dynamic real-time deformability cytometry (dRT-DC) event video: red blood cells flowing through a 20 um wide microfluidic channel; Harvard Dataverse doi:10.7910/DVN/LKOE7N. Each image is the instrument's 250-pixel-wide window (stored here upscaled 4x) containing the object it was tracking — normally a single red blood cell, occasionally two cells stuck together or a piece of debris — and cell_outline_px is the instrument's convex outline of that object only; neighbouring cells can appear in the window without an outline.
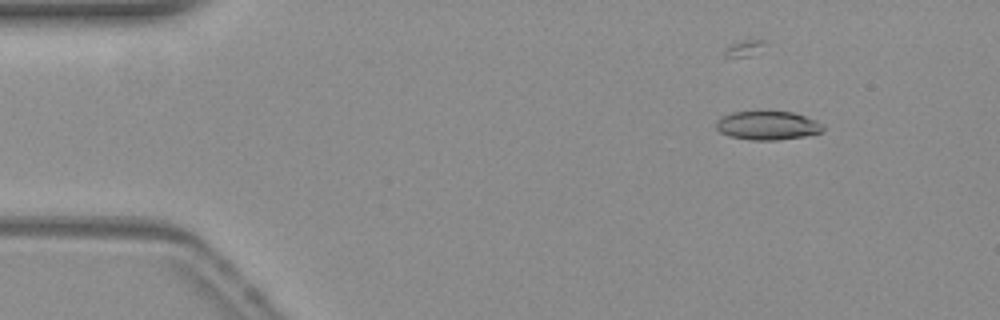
{"species": "common noctule bat (a hibernating species)", "species_latin": "Nyctalus noctula", "temperature_condition": "warm", "stored_images_in_passage": 53, "camera_frame_rate_fps": 3000, "um_per_image_px": 0.085, "animal": {"sex": "female", "body_mass_g": 19.3, "forearm_length_mm": 54.1}, "frame": {"image": 1, "passage_image": 6, "time_ms": 1.667, "image_size_px": [1000, 320], "cell_outline_px": [[824, 128], [820, 132], [804, 136], [776, 140], [752, 140], [732, 136], [720, 132], [716, 128], [716, 120], [720, 116], [732, 112], [792, 112], [816, 120]], "centroid_in_image_um": [65.2, 10.66], "position_along_channel_um": 19.8, "area_um2": 17.63}}
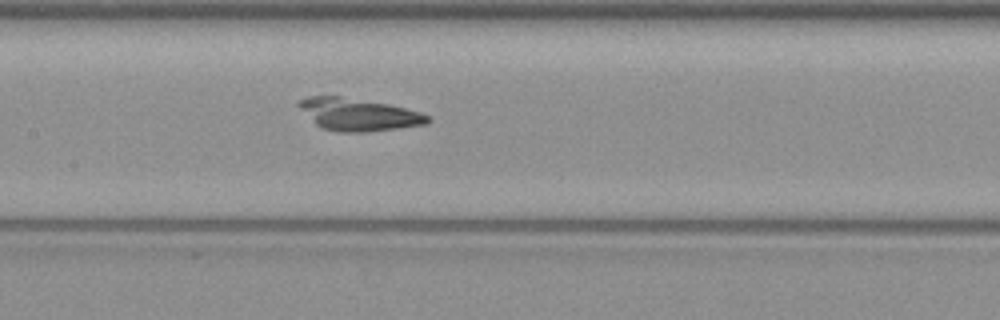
{"frame": {"image": 2, "passage_image": 25, "time_ms": 8.0, "image_size_px": [1000, 320], "cell_outline_px": [[432, 120], [428, 124], [364, 132], [336, 132], [320, 128], [296, 104], [300, 100], [312, 96], [340, 96], [388, 104], [420, 112], [428, 116]], "centroid_in_image_um": [30.46, 9.74], "position_along_channel_um": 176.9, "area_um2": 24.04}}
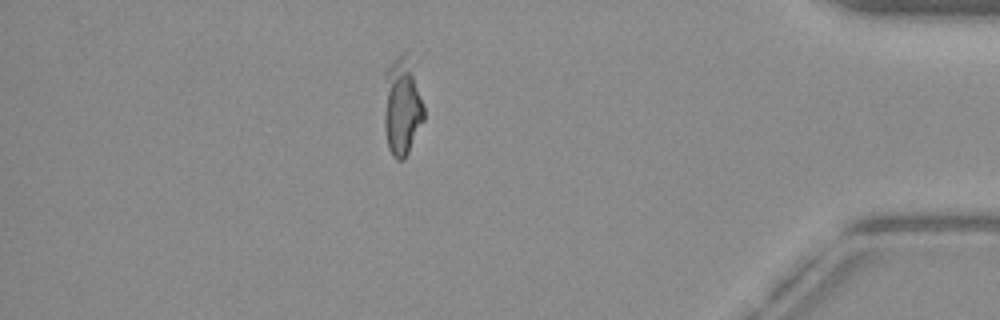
{"frame": {"image": 3, "passage_image": 46, "time_ms": 15.0, "image_size_px": [1000, 320], "cell_outline_px": [[424, 120], [404, 160], [396, 160], [392, 156], [388, 148], [384, 128], [384, 72], [392, 60], [396, 56], [408, 48], [412, 48], [424, 108]], "centroid_in_image_um": [34.19, 8.87], "position_along_channel_um": 401.0, "area_um2": 24.28}, "authors_computed_cell_mechanics": {"area_um2": 22.9466, "velocity_mm_per_s": 3.8227, "shape_relaxation_time_tau1_ms": null, "shape_relaxation_time_tau2_ms": 3.3638, "deformation_change_tau1": null, "deformation_change_tau2": 0.06}}